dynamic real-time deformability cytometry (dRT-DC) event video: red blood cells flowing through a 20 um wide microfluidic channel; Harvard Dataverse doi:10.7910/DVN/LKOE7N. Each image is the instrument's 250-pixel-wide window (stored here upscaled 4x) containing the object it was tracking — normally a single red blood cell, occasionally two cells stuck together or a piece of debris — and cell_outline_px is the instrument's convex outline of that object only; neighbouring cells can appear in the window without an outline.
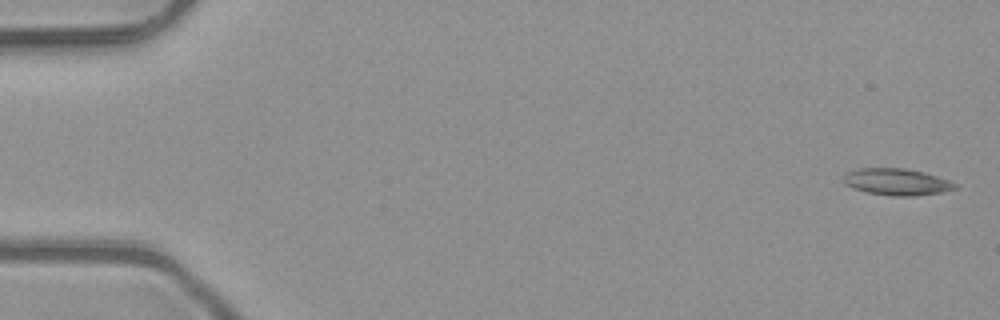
{"species": "common noctule bat (a hibernating species)", "species_latin": "Nyctalus noctula", "temperature_condition": "room temperature", "stored_images_in_passage": 5, "camera_frame_rate_fps": 3000, "um_per_image_px": 0.085, "animal": {"sex": "male", "body_mass_g": 23.1, "forearm_length_mm": 52.7}, "frame": {"image": 1, "passage_image": 1, "time_ms": 0.0, "image_size_px": [1000, 320], "cell_outline_px": [[960, 184], [956, 188], [944, 192], [916, 196], [892, 196], [868, 192], [852, 188], [844, 184], [840, 180], [848, 172], [860, 168], [904, 168], [924, 172]], "centroid_in_image_um": [76.23, 15.46], "position_along_channel_um": 8.8, "area_um2": 17.51}}
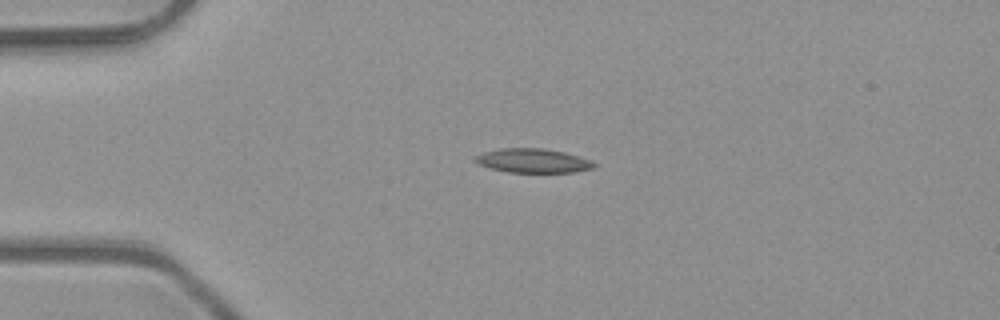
{"frame": {"image": 2, "passage_image": 4, "time_ms": 1.0, "image_size_px": [1000, 320], "cell_outline_px": [[596, 164], [592, 168], [572, 172], [508, 172], [488, 168], [476, 164], [472, 160], [472, 156], [484, 152], [500, 148], [544, 148], [564, 152], [592, 160]], "centroid_in_image_um": [45.21, 13.65], "position_along_channel_um": 39.8, "area_um2": 16.88}}